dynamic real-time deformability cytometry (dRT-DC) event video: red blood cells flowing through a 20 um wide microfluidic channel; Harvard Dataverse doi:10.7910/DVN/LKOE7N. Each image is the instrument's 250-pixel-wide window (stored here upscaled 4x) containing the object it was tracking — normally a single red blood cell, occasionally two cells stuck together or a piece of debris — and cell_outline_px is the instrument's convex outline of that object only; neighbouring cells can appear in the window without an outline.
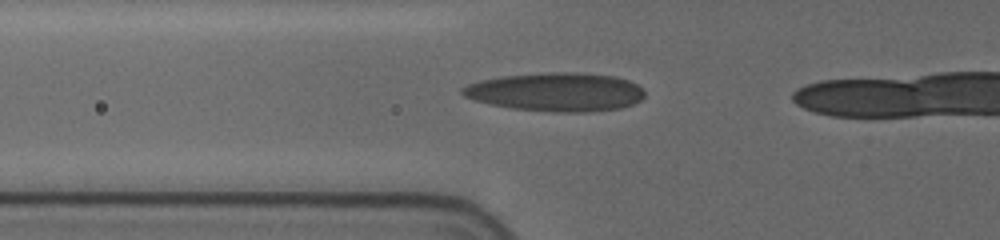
{"species": "human", "species_latin": "Homo sapiens", "temperature_condition": "cold", "stored_images_in_passage": 44, "camera_frame_rate_fps": 3000, "um_per_image_px": 0.085, "donor": {"sex": "female"}, "frame": {"image": 1, "passage_image": 16, "time_ms": 5.0, "image_size_px": [1000, 240], "cell_outline_px": [[644, 96], [640, 100], [632, 104], [620, 108], [584, 112], [552, 112], [512, 108], [488, 104], [472, 100], [464, 96], [460, 92], [460, 88], [468, 84], [480, 80], [500, 76], [548, 72], [576, 72], [616, 76], [628, 80], [636, 84], [644, 92]], "centroid_in_image_um": [47.21, 7.81], "position_along_channel_um": 78.6, "area_um2": 41.21}}
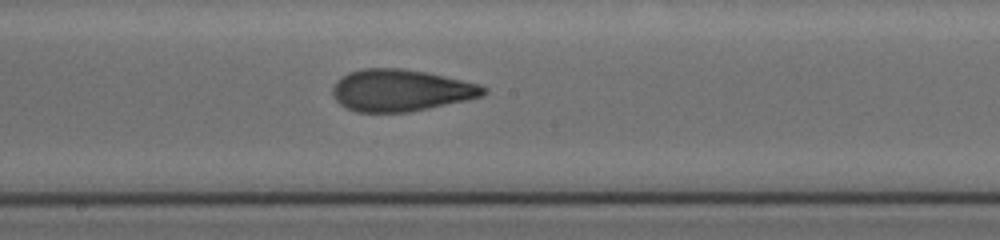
{"frame": {"image": 2, "passage_image": 27, "time_ms": 8.667, "image_size_px": [1000, 240], "cell_outline_px": [[488, 92], [484, 96], [468, 100], [408, 112], [356, 112], [340, 104], [336, 100], [332, 92], [332, 88], [336, 80], [340, 76], [348, 72], [364, 68], [400, 68], [424, 72], [444, 76], [480, 84], [488, 88]], "centroid_in_image_um": [34.07, 7.68], "position_along_channel_um": 214.1, "area_um2": 36.93}}
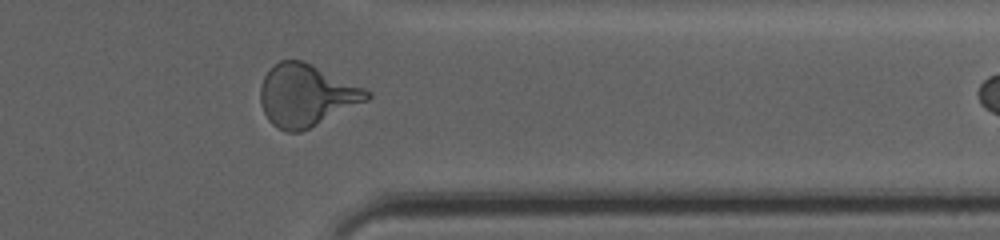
{"frame": {"image": 3, "passage_image": 41, "time_ms": 13.333, "image_size_px": [1000, 240], "cell_outline_px": [[372, 96], [368, 100], [300, 132], [288, 132], [272, 124], [268, 120], [260, 104], [260, 84], [264, 76], [280, 60], [304, 60], [364, 88], [372, 92]], "centroid_in_image_um": [26.02, 8.09], "position_along_channel_um": 385.4, "area_um2": 38.21}}